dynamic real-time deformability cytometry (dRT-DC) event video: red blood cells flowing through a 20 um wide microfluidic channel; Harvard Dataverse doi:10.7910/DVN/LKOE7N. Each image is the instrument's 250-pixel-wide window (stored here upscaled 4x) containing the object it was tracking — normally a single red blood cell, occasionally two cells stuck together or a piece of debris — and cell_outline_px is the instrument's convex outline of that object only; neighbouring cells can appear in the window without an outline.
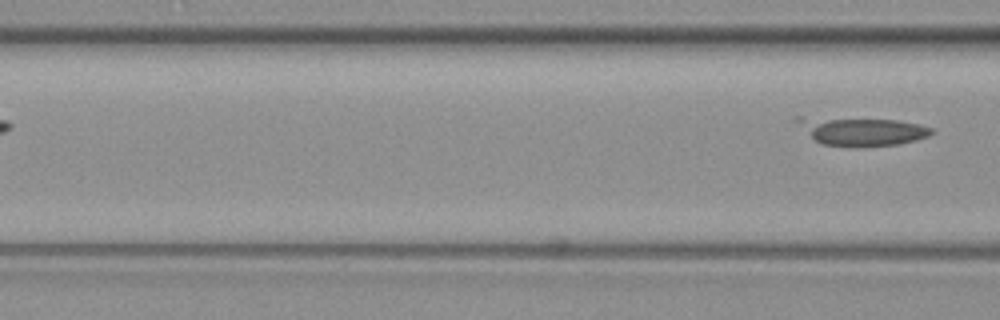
{"species": "common noctule bat (a hibernating species)", "species_latin": "Nyctalus noctula", "temperature_condition": "warm", "stored_images_in_passage": 5, "segment_of_instrument_passage": [2, 2], "camera_frame_rate_fps": 3000, "um_per_image_px": 0.085, "animal": {"sex": "female", "body_mass_g": 19.3, "forearm_length_mm": 54.1}, "frame": {"image": 1, "passage_image": 5, "time_ms": 1.333, "image_size_px": [1000, 320], "cell_outline_px": [[936, 132], [928, 136], [916, 140], [900, 144], [824, 144], [816, 140], [792, 120], [792, 116], [804, 116], [896, 120], [920, 124], [932, 128]], "centroid_in_image_um": [73.23, 11.09], "position_along_channel_um": 93.4, "area_um2": 21.62}}